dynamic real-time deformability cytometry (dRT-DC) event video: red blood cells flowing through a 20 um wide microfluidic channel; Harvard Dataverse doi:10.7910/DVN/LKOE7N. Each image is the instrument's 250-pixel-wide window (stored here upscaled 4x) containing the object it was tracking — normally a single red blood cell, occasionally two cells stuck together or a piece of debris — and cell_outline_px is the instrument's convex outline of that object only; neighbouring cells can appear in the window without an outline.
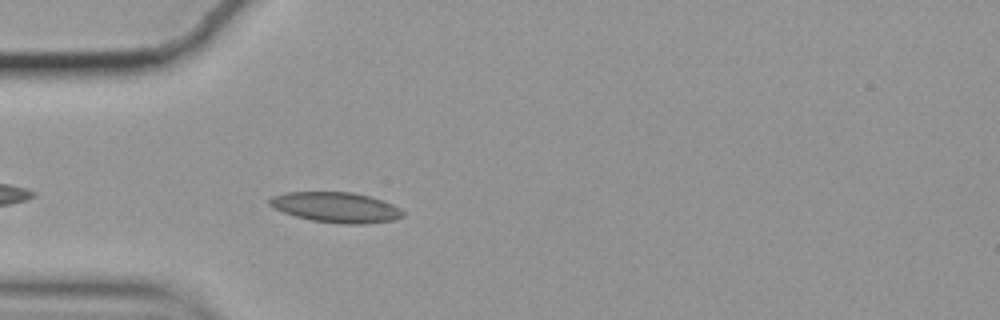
{"species": "common noctule bat (a hibernating species)", "species_latin": "Nyctalus noctula", "temperature_condition": "cold", "stored_images_in_passage": 44, "camera_frame_rate_fps": 3000, "um_per_image_px": 0.085, "animal": {"sex": "female", "body_mass_g": 19.9}, "frame": {"image": 1, "passage_image": 4, "time_ms": 1.0, "image_size_px": [1000, 320], "cell_outline_px": [[404, 216], [392, 220], [364, 224], [340, 224], [312, 220], [296, 216], [272, 208], [268, 204], [268, 200], [272, 196], [288, 192], [352, 192], [384, 200], [400, 208], [404, 212]], "centroid_in_image_um": [28.56, 17.62], "position_along_channel_um": 56.4, "area_um2": 23.58}}
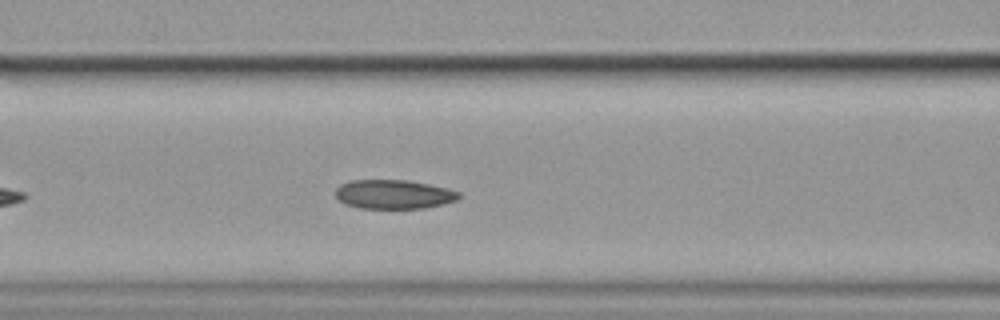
{"frame": {"image": 2, "passage_image": 11, "time_ms": 3.333, "image_size_px": [1000, 320], "cell_outline_px": [[460, 196], [456, 200], [444, 204], [424, 208], [360, 208], [344, 204], [336, 196], [336, 188], [340, 184], [352, 180], [408, 180], [448, 188], [460, 192]], "centroid_in_image_um": [33.47, 16.51], "position_along_channel_um": 133.1, "area_um2": 20.92}}
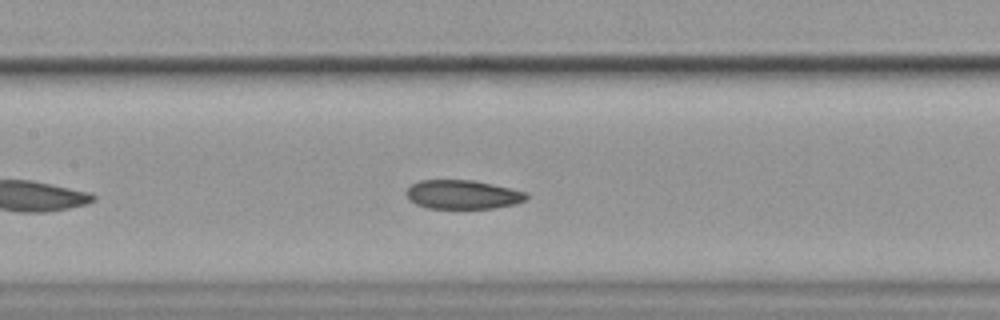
{"frame": {"image": 3, "passage_image": 14, "time_ms": 4.333, "image_size_px": [1000, 320], "cell_outline_px": [[528, 200], [516, 204], [496, 208], [428, 208], [416, 204], [408, 200], [404, 192], [412, 184], [420, 180], [476, 180], [512, 188], [528, 192]], "centroid_in_image_um": [39.36, 16.53], "position_along_channel_um": 168.0, "area_um2": 20.63}, "authors_computed_cell_mechanics": {"area_um2": 21.5016, "velocity_mm_per_s": 3.4932, "shape_relaxation_time_tau1_ms": null, "shape_relaxation_time_tau2_ms": 3.1583, "deformation_change_tau1": null, "deformation_change_tau2": 0.0737}}